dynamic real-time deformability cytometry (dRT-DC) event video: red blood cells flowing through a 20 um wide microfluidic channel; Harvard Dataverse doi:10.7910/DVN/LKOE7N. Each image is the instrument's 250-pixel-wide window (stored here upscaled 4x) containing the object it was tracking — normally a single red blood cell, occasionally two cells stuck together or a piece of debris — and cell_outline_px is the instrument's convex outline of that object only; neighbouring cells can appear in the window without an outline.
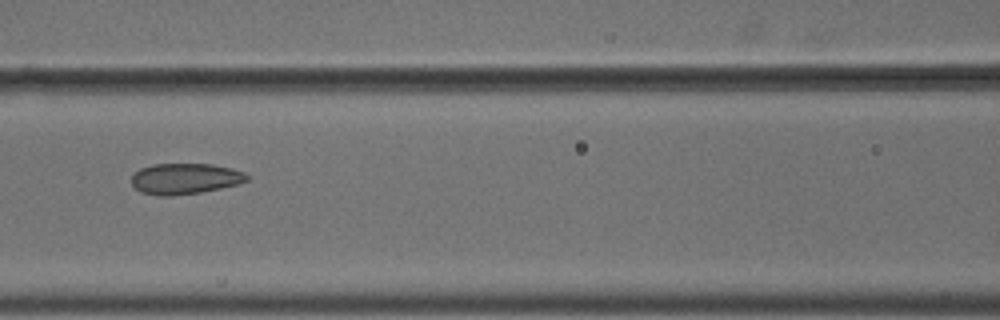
{"species": "common noctule bat (a hibernating species)", "species_latin": "Nyctalus noctula", "temperature_condition": "cold", "stored_images_in_passage": 6, "camera_frame_rate_fps": 3000, "um_per_image_px": 0.085, "animal": {"sex": "male", "body_mass_g": 18.8}, "frame": {"image": 1, "passage_image": 5, "time_ms": 1.333, "image_size_px": [1000, 320], "cell_outline_px": [[248, 180], [240, 184], [200, 192], [172, 196], [160, 196], [140, 192], [132, 184], [132, 176], [140, 168], [152, 164], [212, 164], [232, 168], [244, 172], [248, 176]], "centroid_in_image_um": [15.73, 15.19], "position_along_channel_um": 150.9, "area_um2": 20.81}}
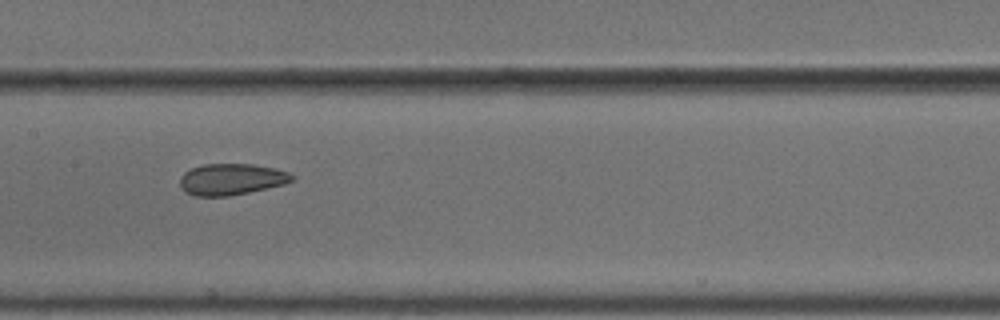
{"frame": {"image": 2, "passage_image": 6, "time_ms": 1.667, "image_size_px": [1000, 320], "cell_outline_px": [[296, 176], [292, 180], [284, 184], [248, 192], [228, 196], [192, 196], [184, 192], [180, 188], [180, 176], [184, 172], [192, 168], [204, 164], [252, 164], [276, 168], [288, 172]], "centroid_in_image_um": [19.64, 15.24], "position_along_channel_um": 187.8, "area_um2": 20.58}}